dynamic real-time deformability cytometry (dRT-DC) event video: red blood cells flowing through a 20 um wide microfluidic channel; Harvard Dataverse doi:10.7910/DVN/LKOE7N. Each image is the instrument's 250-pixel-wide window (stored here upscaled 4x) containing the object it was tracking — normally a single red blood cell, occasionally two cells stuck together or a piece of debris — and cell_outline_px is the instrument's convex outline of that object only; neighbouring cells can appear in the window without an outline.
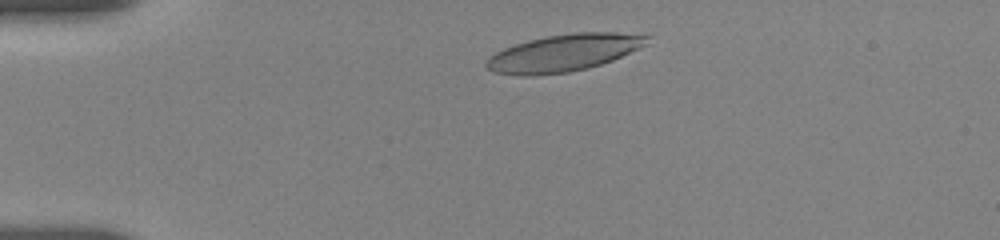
{"species": "human", "species_latin": "Homo sapiens", "temperature_condition": "room temperature", "stored_images_in_passage": 15, "camera_frame_rate_fps": 3000, "um_per_image_px": 0.085, "donor": {"sex": "female"}, "frame": {"image": 1, "passage_image": 6, "time_ms": 1.333, "image_size_px": [1000, 240], "cell_outline_px": [[648, 44], [612, 60], [588, 68], [568, 72], [528, 76], [520, 76], [492, 72], [484, 64], [484, 60], [488, 56], [504, 48], [528, 40], [544, 36], [572, 32], [644, 32], [648, 36]], "centroid_in_image_um": [47.93, 4.47], "position_along_channel_um": 37.1, "area_um2": 35.2}}